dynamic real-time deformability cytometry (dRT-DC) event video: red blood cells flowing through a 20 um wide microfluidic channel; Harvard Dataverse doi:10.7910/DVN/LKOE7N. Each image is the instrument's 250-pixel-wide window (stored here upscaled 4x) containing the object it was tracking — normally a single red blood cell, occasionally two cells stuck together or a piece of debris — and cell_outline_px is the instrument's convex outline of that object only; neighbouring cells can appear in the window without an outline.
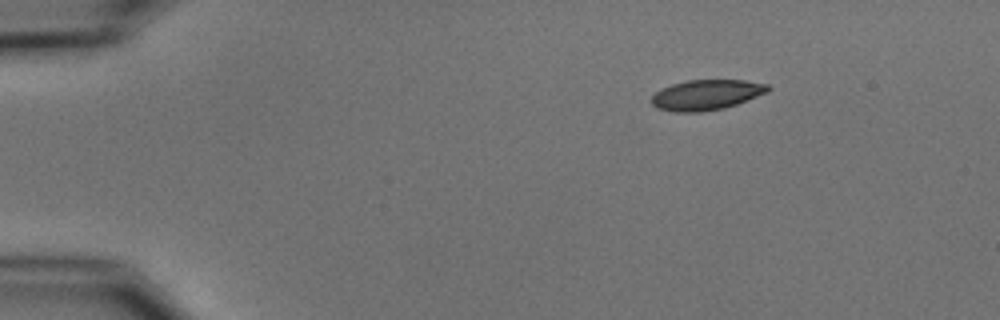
{"species": "common noctule bat (a hibernating species)", "species_latin": "Nyctalus noctula", "temperature_condition": "cold", "stored_images_in_passage": 3, "camera_frame_rate_fps": 3000, "um_per_image_px": 0.085, "animal": {"sex": "male", "body_mass_g": 15.6}, "frame": {"image": 1, "passage_image": 1, "time_ms": 0.0, "image_size_px": [1000, 320], "cell_outline_px": [[772, 88], [768, 92], [736, 104], [724, 108], [700, 112], [672, 112], [656, 108], [648, 100], [660, 88], [672, 84], [688, 80], [744, 80], [768, 84]], "centroid_in_image_um": [60.01, 8.06], "position_along_channel_um": 25.0, "area_um2": 20.75}}